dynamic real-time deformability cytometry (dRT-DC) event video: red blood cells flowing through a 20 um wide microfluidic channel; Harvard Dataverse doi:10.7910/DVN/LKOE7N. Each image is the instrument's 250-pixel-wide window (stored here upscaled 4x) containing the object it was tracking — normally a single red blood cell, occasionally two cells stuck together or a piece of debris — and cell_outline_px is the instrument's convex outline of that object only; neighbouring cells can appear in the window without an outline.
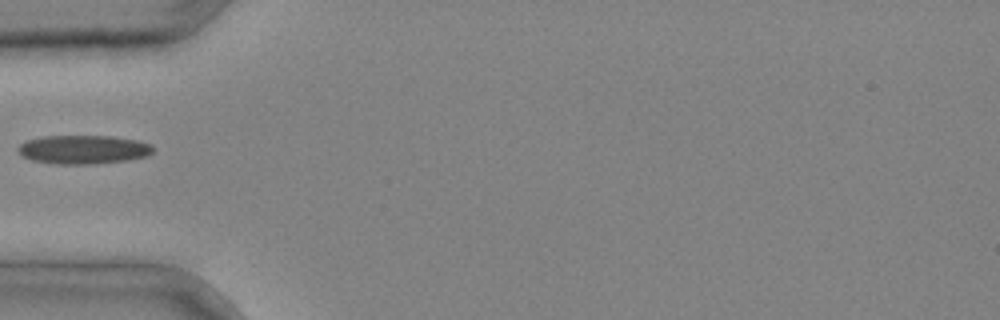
{"species": "common noctule bat (a hibernating species)", "species_latin": "Nyctalus noctula", "temperature_condition": "cold", "stored_images_in_passage": 1, "camera_frame_rate_fps": 3000, "um_per_image_px": 0.085, "animal": {"sex": "male", "body_mass_g": 20.4}, "frame": {"image": 1, "passage_image": 1, "time_ms": 0.0, "image_size_px": [1000, 320], "cell_outline_px": [[152, 152], [148, 156], [128, 160], [96, 164], [56, 164], [32, 160], [20, 156], [16, 148], [20, 144], [28, 140], [44, 136], [112, 136], [136, 140], [152, 144]], "centroid_in_image_um": [7.07, 12.71], "position_along_channel_um": 77.9, "area_um2": 22.77}}